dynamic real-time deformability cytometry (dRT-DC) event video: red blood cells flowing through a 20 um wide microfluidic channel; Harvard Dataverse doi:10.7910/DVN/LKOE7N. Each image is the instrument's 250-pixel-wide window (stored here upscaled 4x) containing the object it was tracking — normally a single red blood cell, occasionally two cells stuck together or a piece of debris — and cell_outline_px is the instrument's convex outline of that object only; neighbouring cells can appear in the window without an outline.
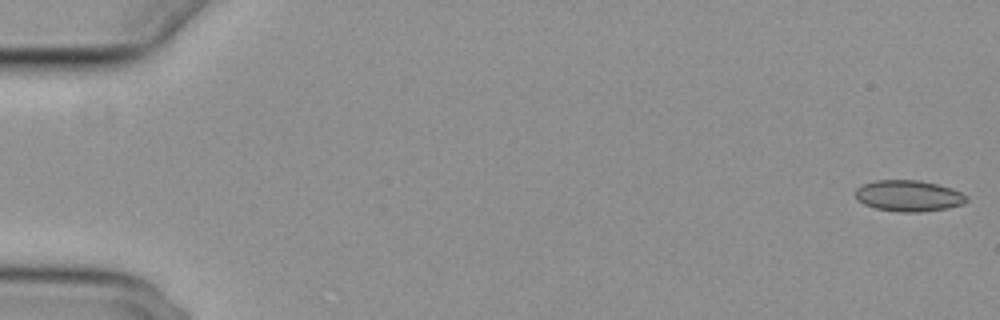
{"species": "common noctule bat (a hibernating species)", "species_latin": "Nyctalus noctula", "temperature_condition": "cold", "stored_images_in_passage": 51, "camera_frame_rate_fps": 3000, "um_per_image_px": 0.085, "animal": {"sex": "female", "body_mass_g": 29.2, "forearm_length_mm": 56.3}, "frame": {"image": 1, "passage_image": 1, "time_ms": 0.0, "image_size_px": [1000, 320], "cell_outline_px": [[968, 200], [964, 204], [948, 208], [920, 212], [900, 212], [876, 208], [864, 204], [856, 200], [856, 188], [864, 184], [876, 180], [920, 180], [952, 188], [968, 196]], "centroid_in_image_um": [77.25, 16.65], "position_along_channel_um": 7.8, "area_um2": 20.23}}
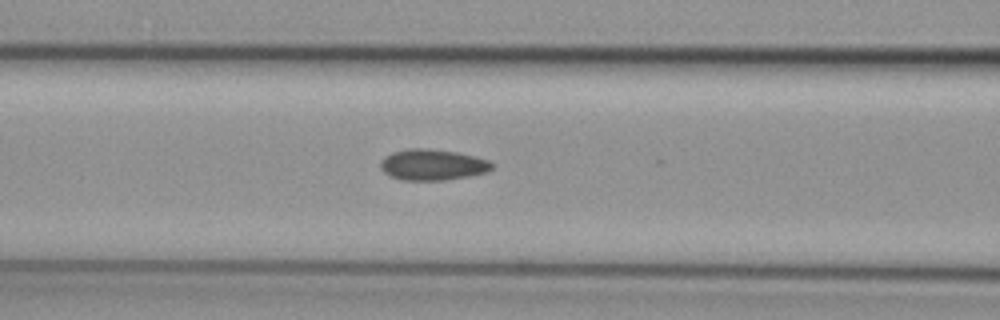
{"frame": {"image": 2, "passage_image": 23, "time_ms": 7.333, "image_size_px": [1000, 320], "cell_outline_px": [[496, 164], [488, 172], [468, 176], [444, 180], [404, 180], [392, 176], [384, 172], [380, 168], [380, 160], [384, 156], [392, 152], [408, 148], [428, 148], [456, 152], [476, 156], [488, 160]], "centroid_in_image_um": [36.78, 13.99], "position_along_channel_um": 129.8, "area_um2": 20.29}}
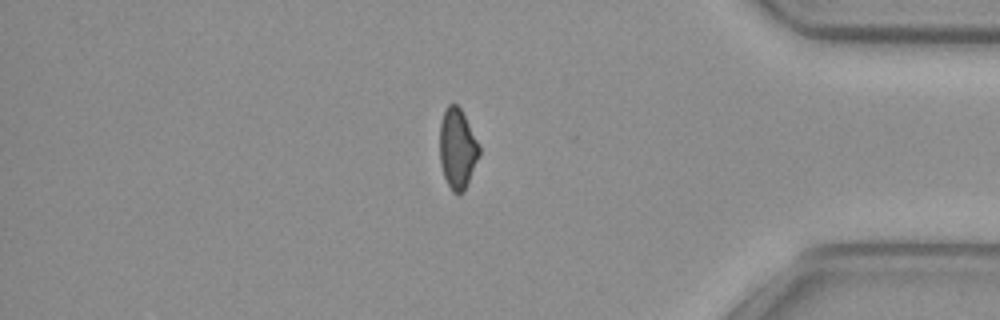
{"frame": {"image": 3, "passage_image": 46, "time_ms": 15.0, "image_size_px": [1000, 320], "cell_outline_px": [[480, 156], [464, 192], [452, 192], [444, 176], [440, 160], [440, 124], [444, 112], [448, 104], [456, 104], [460, 108], [480, 144]], "centroid_in_image_um": [38.9, 12.64], "position_along_channel_um": 396.3, "area_um2": 18.44}, "authors_computed_cell_mechanics": {"area_um2": 19.652, "velocity_mm_per_s": 3.8474, "shape_relaxation_time_tau1_ms": null, "shape_relaxation_time_tau2_ms": 2.353, "deformation_change_tau1": null, "deformation_change_tau2": 0.0776}}